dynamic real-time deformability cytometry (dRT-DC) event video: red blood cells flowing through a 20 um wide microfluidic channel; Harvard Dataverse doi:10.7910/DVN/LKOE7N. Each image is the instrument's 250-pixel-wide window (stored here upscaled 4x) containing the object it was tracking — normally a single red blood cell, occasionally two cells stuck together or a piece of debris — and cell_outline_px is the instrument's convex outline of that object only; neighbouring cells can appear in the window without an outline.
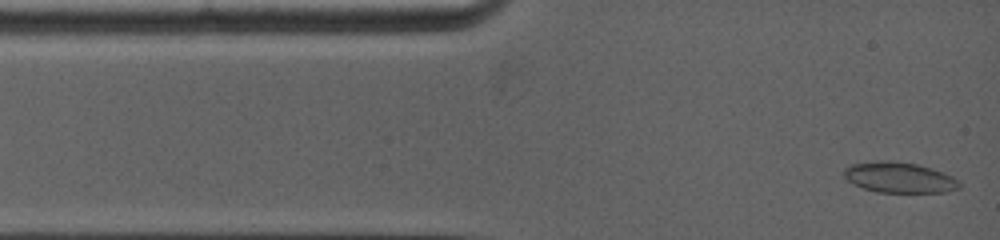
{"species": "common noctule bat (a hibernating species)", "species_latin": "Nyctalus noctula", "temperature_condition": "warm", "stored_images_in_passage": 22, "camera_frame_rate_fps": 5000, "um_per_image_px": 0.085, "animal": {"sex": "female", "body_mass_g": 19.0, "forearm_length_mm": 53.3}, "frame": {"image": 1, "passage_image": 2, "time_ms": 0.2, "image_size_px": [1000, 240], "cell_outline_px": [[960, 188], [944, 192], [876, 192], [864, 188], [848, 180], [844, 176], [844, 168], [848, 164], [876, 160], [884, 160], [916, 164], [932, 168], [944, 172], [960, 180]], "centroid_in_image_um": [76.44, 15.07], "position_along_channel_um": 8.6, "area_um2": 20.63}}
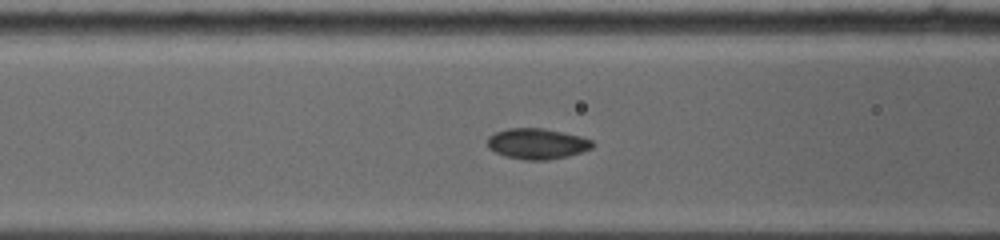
{"frame": {"image": 2, "passage_image": 12, "time_ms": 4.2, "image_size_px": [1000, 240], "cell_outline_px": [[596, 144], [592, 148], [568, 156], [548, 160], [524, 160], [508, 156], [496, 152], [488, 148], [488, 136], [496, 132], [508, 128], [544, 128], [580, 136], [592, 140]], "centroid_in_image_um": [45.67, 12.21], "position_along_channel_um": 120.9, "area_um2": 18.73}}
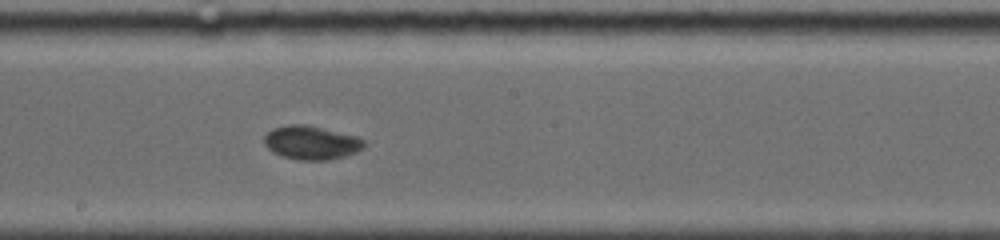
{"frame": {"image": 3, "passage_image": 22, "time_ms": 6.8, "image_size_px": [1000, 240], "cell_outline_px": [[368, 144], [364, 148], [356, 152], [344, 156], [328, 160], [300, 160], [284, 156], [272, 152], [264, 144], [264, 136], [272, 128], [288, 124], [308, 124], [356, 136], [364, 140]], "centroid_in_image_um": [26.47, 12.11], "position_along_channel_um": 221.7, "area_um2": 19.77}}